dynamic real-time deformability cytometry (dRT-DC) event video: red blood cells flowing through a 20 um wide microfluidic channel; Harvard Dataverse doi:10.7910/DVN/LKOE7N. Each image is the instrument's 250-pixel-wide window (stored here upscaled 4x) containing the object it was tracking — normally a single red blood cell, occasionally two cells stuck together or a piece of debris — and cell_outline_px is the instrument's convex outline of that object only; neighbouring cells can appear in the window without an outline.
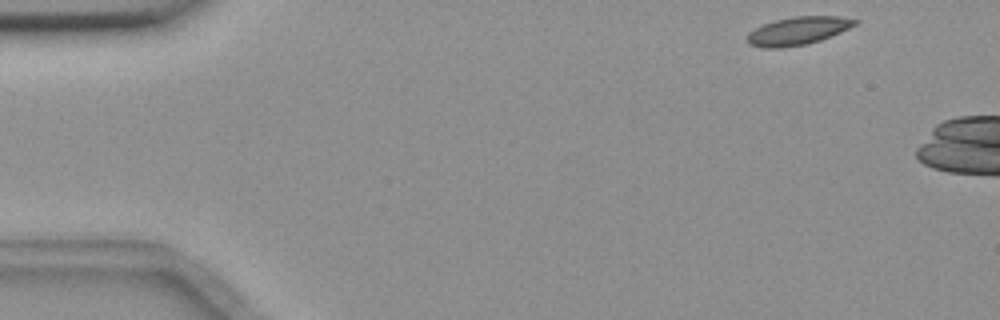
{"species": "common noctule bat (a hibernating species)", "species_latin": "Nyctalus noctula", "temperature_condition": "room temperature", "stored_images_in_passage": 11, "camera_frame_rate_fps": 3000, "um_per_image_px": 0.085, "animal": {"sex": "female", "body_mass_g": 18.4}, "frame": {"image": 1, "passage_image": 2, "time_ms": 0.333, "image_size_px": [1000, 320], "cell_outline_px": [[860, 20], [856, 24], [840, 32], [820, 40], [808, 44], [780, 48], [764, 48], [748, 44], [748, 32], [764, 24], [776, 20], [792, 16], [840, 16]], "centroid_in_image_um": [67.83, 2.62], "position_along_channel_um": 17.2, "area_um2": 17.51}}